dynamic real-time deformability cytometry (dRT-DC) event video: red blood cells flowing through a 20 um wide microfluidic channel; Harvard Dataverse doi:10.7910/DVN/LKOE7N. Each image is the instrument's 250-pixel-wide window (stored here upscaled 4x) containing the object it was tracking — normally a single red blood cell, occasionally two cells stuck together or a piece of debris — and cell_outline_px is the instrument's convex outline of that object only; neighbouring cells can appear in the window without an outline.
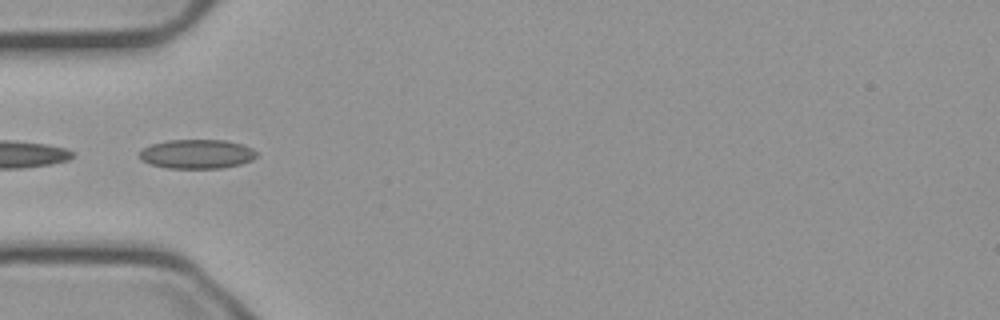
{"species": "common noctule bat (a hibernating species)", "species_latin": "Nyctalus noctula", "temperature_condition": "cold", "stored_images_in_passage": 8, "camera_frame_rate_fps": 3000, "um_per_image_px": 0.085, "animal": {"sex": "male", "body_mass_g": 23.1, "forearm_length_mm": 52.7}, "frame": {"image": 1, "passage_image": 4, "time_ms": 1.0, "image_size_px": [1000, 320], "cell_outline_px": [[256, 156], [252, 160], [240, 164], [220, 168], [168, 168], [152, 164], [140, 160], [140, 152], [144, 148], [152, 144], [168, 140], [224, 140], [240, 144], [252, 148], [256, 152]], "centroid_in_image_um": [16.74, 13.09], "position_along_channel_um": 68.3, "area_um2": 19.71}}